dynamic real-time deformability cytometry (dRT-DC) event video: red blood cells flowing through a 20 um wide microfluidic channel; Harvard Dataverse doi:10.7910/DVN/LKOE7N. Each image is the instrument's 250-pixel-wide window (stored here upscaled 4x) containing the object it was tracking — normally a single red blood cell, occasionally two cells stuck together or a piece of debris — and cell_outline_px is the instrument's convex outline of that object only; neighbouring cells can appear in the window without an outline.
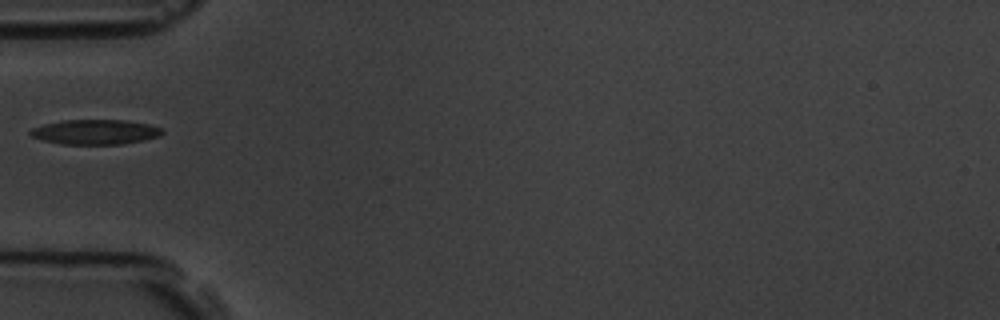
{"species": "common noctule bat (a hibernating species)", "species_latin": "Nyctalus noctula", "temperature_condition": "room temperature", "stored_images_in_passage": 1, "camera_frame_rate_fps": 3000, "um_per_image_px": 0.085, "animal": {"sex": "male", "body_mass_g": 19.5, "forearm_length_mm": 54.6}, "frame": {"image": 1, "passage_image": 1, "time_ms": 0.0, "image_size_px": [1000, 320], "cell_outline_px": [[164, 132], [160, 136], [144, 140], [124, 144], [60, 144], [44, 140], [32, 136], [28, 132], [32, 128], [44, 124], [64, 120], [128, 120], [148, 124], [160, 128]], "centroid_in_image_um": [8.12, 11.22], "position_along_channel_um": 76.9, "area_um2": 19.07}}